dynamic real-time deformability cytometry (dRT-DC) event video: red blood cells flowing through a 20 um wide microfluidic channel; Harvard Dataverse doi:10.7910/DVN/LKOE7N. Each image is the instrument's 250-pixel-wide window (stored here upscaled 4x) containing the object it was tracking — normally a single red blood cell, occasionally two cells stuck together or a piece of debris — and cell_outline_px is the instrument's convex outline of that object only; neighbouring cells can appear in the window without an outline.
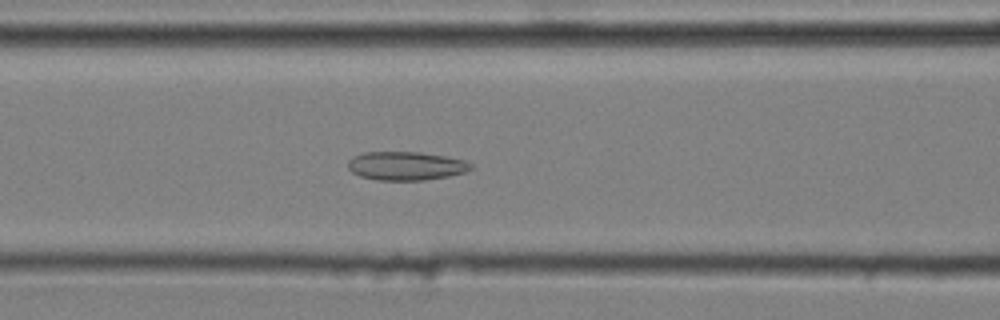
{"species": "common noctule bat (a hibernating species)", "species_latin": "Nyctalus noctula", "temperature_condition": "cold", "stored_images_in_passage": 51, "camera_frame_rate_fps": 3000, "um_per_image_px": 0.085, "animal": {"sex": "male", "body_mass_g": 20.4}, "frame": {"image": 1, "passage_image": 21, "time_ms": 6.667, "image_size_px": [1000, 320], "cell_outline_px": [[476, 168], [464, 172], [448, 176], [424, 180], [376, 180], [360, 176], [352, 172], [348, 168], [348, 160], [352, 156], [364, 152], [420, 152], [444, 156], [464, 160], [472, 164]], "centroid_in_image_um": [34.5, 14.1], "position_along_channel_um": 132.1, "area_um2": 20.58}}
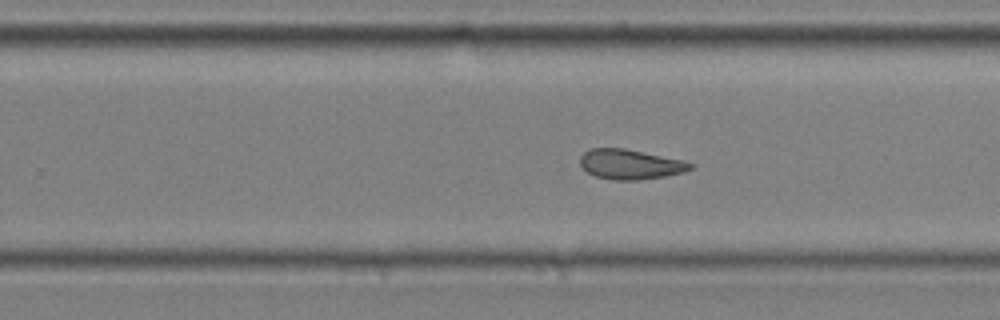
{"frame": {"image": 2, "passage_image": 33, "time_ms": 10.667, "image_size_px": [1000, 320], "cell_outline_px": [[696, 164], [692, 168], [684, 172], [664, 176], [636, 180], [612, 180], [596, 176], [588, 172], [580, 164], [580, 156], [584, 152], [592, 148], [624, 148], [684, 160]], "centroid_in_image_um": [53.59, 13.96], "position_along_channel_um": 276.2, "area_um2": 19.19}}
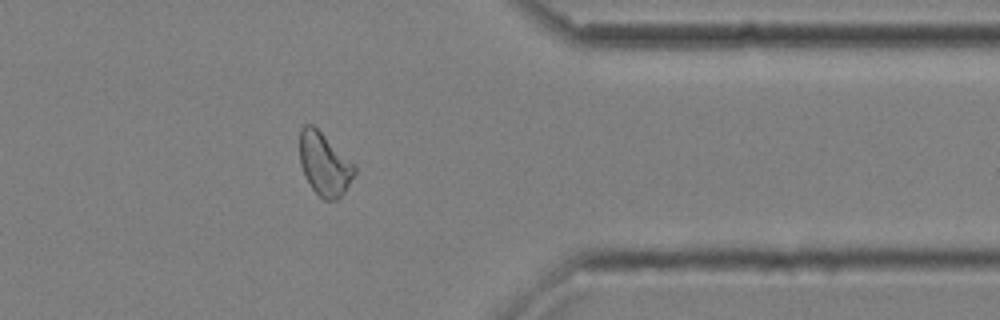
{"frame": {"image": 3, "passage_image": 43, "time_ms": 14.0, "image_size_px": [1000, 320], "cell_outline_px": [[356, 172], [344, 192], [336, 200], [324, 200], [312, 188], [304, 176], [300, 164], [300, 128], [304, 124], [312, 124], [356, 164]], "centroid_in_image_um": [27.57, 13.94], "position_along_channel_um": 383.8, "area_um2": 20.11}, "authors_computed_cell_mechanics": {"area_um2": 20.5768, "velocity_mm_per_s": 3.6088, "shape_relaxation_time_tau1_ms": null, "shape_relaxation_time_tau2_ms": 3.3742, "deformation_change_tau1": null, "deformation_change_tau2": 0.0925}}